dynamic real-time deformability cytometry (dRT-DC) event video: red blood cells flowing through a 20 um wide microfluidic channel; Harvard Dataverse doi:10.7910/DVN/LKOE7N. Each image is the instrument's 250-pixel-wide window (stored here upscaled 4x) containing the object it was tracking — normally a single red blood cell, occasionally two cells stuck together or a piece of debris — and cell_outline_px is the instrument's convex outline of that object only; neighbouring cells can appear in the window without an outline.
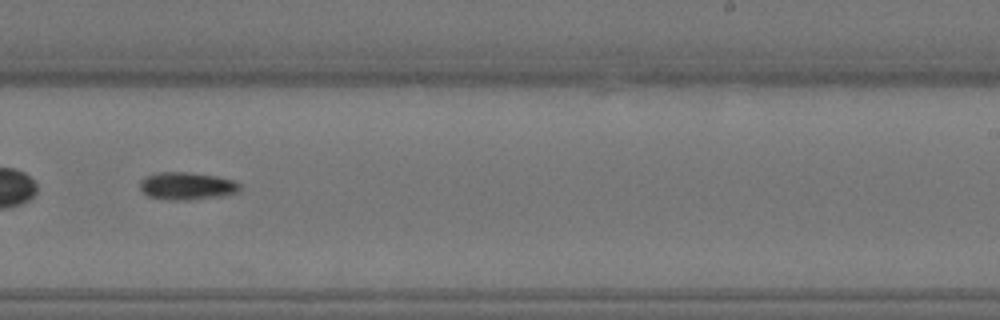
{"species": "Egyptian fruit bat (a non-hibernating species)", "species_latin": "Rousettus aegyptiacus", "temperature_condition": "warm", "stored_images_in_passage": 54, "segment_of_instrument_passage": [2, 2], "camera_frame_rate_fps": 3000, "um_per_image_px": 0.085, "animal": {"sex": "female"}, "frame": {"image": 1, "passage_image": 34, "time_ms": 11.0, "image_size_px": [1000, 320], "cell_outline_px": [[240, 188], [236, 192], [224, 196], [188, 200], [172, 200], [148, 196], [140, 188], [140, 180], [144, 176], [160, 172], [188, 172], [216, 176], [236, 180], [240, 184]], "centroid_in_image_um": [15.9, 15.8], "position_along_channel_um": 273.1, "area_um2": 16.13}}